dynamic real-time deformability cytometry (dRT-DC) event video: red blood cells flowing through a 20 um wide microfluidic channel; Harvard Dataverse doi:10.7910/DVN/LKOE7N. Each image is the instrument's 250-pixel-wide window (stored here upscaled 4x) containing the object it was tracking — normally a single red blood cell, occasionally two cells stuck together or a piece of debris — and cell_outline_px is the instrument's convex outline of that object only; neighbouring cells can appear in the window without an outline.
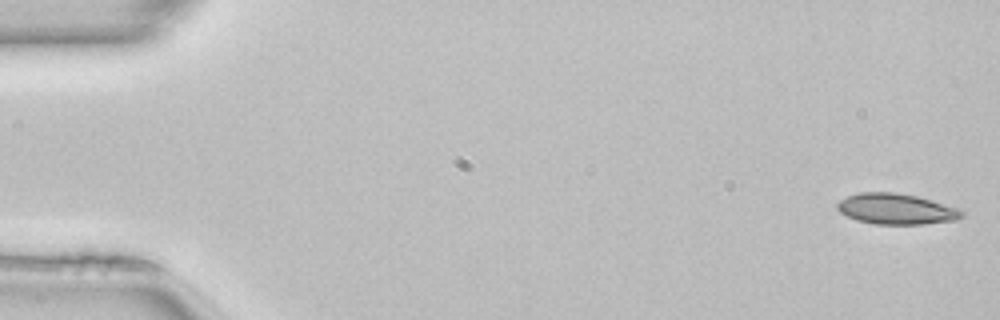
{"species": "common noctule bat (a hibernating species)", "species_latin": "Nyctalus noctula", "temperature_condition": "room temperature", "stored_images_in_passage": 50, "camera_frame_rate_fps": 3000, "um_per_image_px": 0.085, "animal": {"sex": "female", "body_mass_g": 22.7, "forearm_length_mm": 54.2}, "frame": {"image": 1, "passage_image": 1, "time_ms": 0.0, "image_size_px": [1000, 320], "cell_outline_px": [[964, 216], [956, 220], [924, 224], [872, 224], [856, 220], [840, 212], [836, 208], [836, 204], [840, 200], [848, 196], [860, 192], [896, 192], [916, 196], [960, 208], [964, 212]], "centroid_in_image_um": [76.19, 17.76], "position_along_channel_um": 8.8, "area_um2": 22.43}}
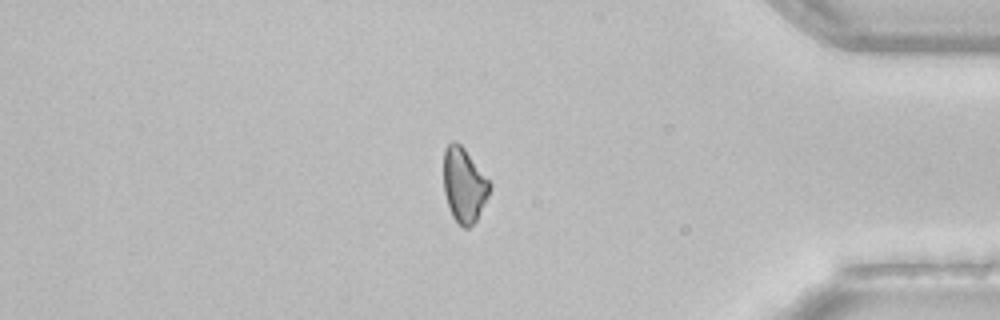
{"frame": {"image": 2, "passage_image": 42, "time_ms": 13.667, "image_size_px": [1000, 320], "cell_outline_px": [[492, 188], [476, 220], [468, 228], [464, 228], [452, 216], [444, 192], [444, 148], [452, 140], [456, 140], [464, 148], [492, 184]], "centroid_in_image_um": [39.44, 15.7], "position_along_channel_um": 395.8, "area_um2": 19.88}}
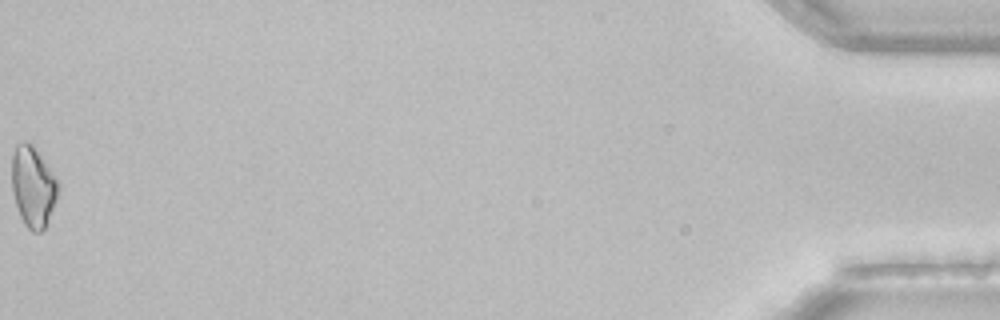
{"frame": {"image": 3, "passage_image": 50, "time_ms": 16.333, "image_size_px": [1000, 320], "cell_outline_px": [[60, 188], [48, 224], [40, 232], [32, 232], [24, 224], [20, 216], [12, 192], [12, 152], [16, 144], [24, 140], [32, 144], [56, 180]], "centroid_in_image_um": [2.79, 15.89], "position_along_channel_um": 432.4, "area_um2": 21.68}, "authors_computed_cell_mechanics": {"area_um2": 21.7906, "velocity_mm_per_s": 4.1035, "shape_relaxation_time_tau1_ms": null, "shape_relaxation_time_tau2_ms": 8.8329, "deformation_change_tau1": null, "deformation_change_tau2": 0.1561}}